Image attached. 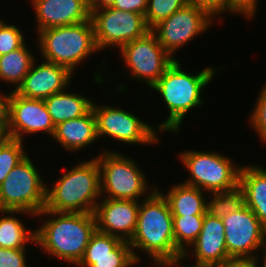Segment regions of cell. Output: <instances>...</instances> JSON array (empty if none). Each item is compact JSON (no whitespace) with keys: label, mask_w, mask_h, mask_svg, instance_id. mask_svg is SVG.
I'll return each instance as SVG.
<instances>
[{"label":"cell","mask_w":266,"mask_h":267,"mask_svg":"<svg viewBox=\"0 0 266 267\" xmlns=\"http://www.w3.org/2000/svg\"><path fill=\"white\" fill-rule=\"evenodd\" d=\"M152 189L140 204L136 229L128 242L131 249L147 252L158 267L178 266L189 254L176 248L169 203L163 193Z\"/></svg>","instance_id":"obj_1"},{"label":"cell","mask_w":266,"mask_h":267,"mask_svg":"<svg viewBox=\"0 0 266 267\" xmlns=\"http://www.w3.org/2000/svg\"><path fill=\"white\" fill-rule=\"evenodd\" d=\"M55 215L35 231V242L57 259L78 264L96 231L93 213L55 212L43 209L36 216ZM59 215V216H58ZM58 216L57 218H55Z\"/></svg>","instance_id":"obj_2"},{"label":"cell","mask_w":266,"mask_h":267,"mask_svg":"<svg viewBox=\"0 0 266 267\" xmlns=\"http://www.w3.org/2000/svg\"><path fill=\"white\" fill-rule=\"evenodd\" d=\"M215 71L207 67L198 74L190 75L182 71L177 59L168 67L151 87L161 94L169 110L167 120L156 126L159 131H179L185 114L202 105V88L212 80Z\"/></svg>","instance_id":"obj_3"},{"label":"cell","mask_w":266,"mask_h":267,"mask_svg":"<svg viewBox=\"0 0 266 267\" xmlns=\"http://www.w3.org/2000/svg\"><path fill=\"white\" fill-rule=\"evenodd\" d=\"M46 189L45 210L93 213L101 193L100 168L96 158L79 162Z\"/></svg>","instance_id":"obj_4"},{"label":"cell","mask_w":266,"mask_h":267,"mask_svg":"<svg viewBox=\"0 0 266 267\" xmlns=\"http://www.w3.org/2000/svg\"><path fill=\"white\" fill-rule=\"evenodd\" d=\"M39 34V48L46 62L66 67L71 73L92 52L98 51L91 22L43 29Z\"/></svg>","instance_id":"obj_5"},{"label":"cell","mask_w":266,"mask_h":267,"mask_svg":"<svg viewBox=\"0 0 266 267\" xmlns=\"http://www.w3.org/2000/svg\"><path fill=\"white\" fill-rule=\"evenodd\" d=\"M38 171L26 156L9 172L0 185V210L36 216L45 208L47 186Z\"/></svg>","instance_id":"obj_6"},{"label":"cell","mask_w":266,"mask_h":267,"mask_svg":"<svg viewBox=\"0 0 266 267\" xmlns=\"http://www.w3.org/2000/svg\"><path fill=\"white\" fill-rule=\"evenodd\" d=\"M180 160L191 177L184 184L202 191L228 192L238 188L240 166H234L230 158L216 152L190 151L180 154Z\"/></svg>","instance_id":"obj_7"},{"label":"cell","mask_w":266,"mask_h":267,"mask_svg":"<svg viewBox=\"0 0 266 267\" xmlns=\"http://www.w3.org/2000/svg\"><path fill=\"white\" fill-rule=\"evenodd\" d=\"M104 152L96 158L100 168L101 191L109 194L104 198L138 201L148 190L143 172L129 157L117 152Z\"/></svg>","instance_id":"obj_8"},{"label":"cell","mask_w":266,"mask_h":267,"mask_svg":"<svg viewBox=\"0 0 266 267\" xmlns=\"http://www.w3.org/2000/svg\"><path fill=\"white\" fill-rule=\"evenodd\" d=\"M90 12L98 50L111 45L121 49L126 43L139 39L150 31L145 16L135 12H125L113 7Z\"/></svg>","instance_id":"obj_9"},{"label":"cell","mask_w":266,"mask_h":267,"mask_svg":"<svg viewBox=\"0 0 266 267\" xmlns=\"http://www.w3.org/2000/svg\"><path fill=\"white\" fill-rule=\"evenodd\" d=\"M120 50L133 78L146 81L150 88L176 60L164 50L151 31L126 43Z\"/></svg>","instance_id":"obj_10"},{"label":"cell","mask_w":266,"mask_h":267,"mask_svg":"<svg viewBox=\"0 0 266 267\" xmlns=\"http://www.w3.org/2000/svg\"><path fill=\"white\" fill-rule=\"evenodd\" d=\"M213 19L205 10L187 3L168 18L154 25L150 31L164 50L172 56L185 43L203 33Z\"/></svg>","instance_id":"obj_11"},{"label":"cell","mask_w":266,"mask_h":267,"mask_svg":"<svg viewBox=\"0 0 266 267\" xmlns=\"http://www.w3.org/2000/svg\"><path fill=\"white\" fill-rule=\"evenodd\" d=\"M228 255L235 259L257 258L254 251L266 245V228L254 212L244 205L222 218Z\"/></svg>","instance_id":"obj_12"},{"label":"cell","mask_w":266,"mask_h":267,"mask_svg":"<svg viewBox=\"0 0 266 267\" xmlns=\"http://www.w3.org/2000/svg\"><path fill=\"white\" fill-rule=\"evenodd\" d=\"M98 138L109 136L123 143L154 144L159 142L155 129L134 114L111 106H98L93 102Z\"/></svg>","instance_id":"obj_13"},{"label":"cell","mask_w":266,"mask_h":267,"mask_svg":"<svg viewBox=\"0 0 266 267\" xmlns=\"http://www.w3.org/2000/svg\"><path fill=\"white\" fill-rule=\"evenodd\" d=\"M49 133L53 137L55 125L43 99H28L10 92L8 137L23 141L24 133Z\"/></svg>","instance_id":"obj_14"},{"label":"cell","mask_w":266,"mask_h":267,"mask_svg":"<svg viewBox=\"0 0 266 267\" xmlns=\"http://www.w3.org/2000/svg\"><path fill=\"white\" fill-rule=\"evenodd\" d=\"M128 241L96 230L85 249L80 267H131L139 260Z\"/></svg>","instance_id":"obj_15"},{"label":"cell","mask_w":266,"mask_h":267,"mask_svg":"<svg viewBox=\"0 0 266 267\" xmlns=\"http://www.w3.org/2000/svg\"><path fill=\"white\" fill-rule=\"evenodd\" d=\"M139 207V201L104 198L93 212L96 230L129 241L136 229Z\"/></svg>","instance_id":"obj_16"},{"label":"cell","mask_w":266,"mask_h":267,"mask_svg":"<svg viewBox=\"0 0 266 267\" xmlns=\"http://www.w3.org/2000/svg\"><path fill=\"white\" fill-rule=\"evenodd\" d=\"M35 63L15 90L17 94L28 99L44 100L67 89L72 73L66 67L46 61L38 66Z\"/></svg>","instance_id":"obj_17"},{"label":"cell","mask_w":266,"mask_h":267,"mask_svg":"<svg viewBox=\"0 0 266 267\" xmlns=\"http://www.w3.org/2000/svg\"><path fill=\"white\" fill-rule=\"evenodd\" d=\"M38 21V32L90 20L89 0H31Z\"/></svg>","instance_id":"obj_18"},{"label":"cell","mask_w":266,"mask_h":267,"mask_svg":"<svg viewBox=\"0 0 266 267\" xmlns=\"http://www.w3.org/2000/svg\"><path fill=\"white\" fill-rule=\"evenodd\" d=\"M191 246L194 248L196 262L206 267H213L232 259L227 252L222 219L207 212L201 232Z\"/></svg>","instance_id":"obj_19"},{"label":"cell","mask_w":266,"mask_h":267,"mask_svg":"<svg viewBox=\"0 0 266 267\" xmlns=\"http://www.w3.org/2000/svg\"><path fill=\"white\" fill-rule=\"evenodd\" d=\"M53 138L69 151L82 150L83 147L95 142L98 135L93 110L82 117L56 125Z\"/></svg>","instance_id":"obj_20"},{"label":"cell","mask_w":266,"mask_h":267,"mask_svg":"<svg viewBox=\"0 0 266 267\" xmlns=\"http://www.w3.org/2000/svg\"><path fill=\"white\" fill-rule=\"evenodd\" d=\"M244 202L266 228V170L258 166H243L239 172V186Z\"/></svg>","instance_id":"obj_21"},{"label":"cell","mask_w":266,"mask_h":267,"mask_svg":"<svg viewBox=\"0 0 266 267\" xmlns=\"http://www.w3.org/2000/svg\"><path fill=\"white\" fill-rule=\"evenodd\" d=\"M65 91L44 99L55 126L64 121L82 117L92 109L93 101L91 99Z\"/></svg>","instance_id":"obj_22"},{"label":"cell","mask_w":266,"mask_h":267,"mask_svg":"<svg viewBox=\"0 0 266 267\" xmlns=\"http://www.w3.org/2000/svg\"><path fill=\"white\" fill-rule=\"evenodd\" d=\"M173 216L205 215L207 203L203 191L186 184L172 186L166 195Z\"/></svg>","instance_id":"obj_23"},{"label":"cell","mask_w":266,"mask_h":267,"mask_svg":"<svg viewBox=\"0 0 266 267\" xmlns=\"http://www.w3.org/2000/svg\"><path fill=\"white\" fill-rule=\"evenodd\" d=\"M35 61L31 51L23 44L20 48L0 56V80L15 84L17 88Z\"/></svg>","instance_id":"obj_24"},{"label":"cell","mask_w":266,"mask_h":267,"mask_svg":"<svg viewBox=\"0 0 266 267\" xmlns=\"http://www.w3.org/2000/svg\"><path fill=\"white\" fill-rule=\"evenodd\" d=\"M24 213L25 211H2L0 213L7 214L5 217L0 218V248L7 249H26V243L35 242V230L30 233L26 230L20 219L12 214ZM12 215V216H8Z\"/></svg>","instance_id":"obj_25"},{"label":"cell","mask_w":266,"mask_h":267,"mask_svg":"<svg viewBox=\"0 0 266 267\" xmlns=\"http://www.w3.org/2000/svg\"><path fill=\"white\" fill-rule=\"evenodd\" d=\"M205 215L192 216H173V234L175 237V246L184 253L197 239L201 232ZM185 244V246H184Z\"/></svg>","instance_id":"obj_26"},{"label":"cell","mask_w":266,"mask_h":267,"mask_svg":"<svg viewBox=\"0 0 266 267\" xmlns=\"http://www.w3.org/2000/svg\"><path fill=\"white\" fill-rule=\"evenodd\" d=\"M212 200L207 203V213L217 218H223L238 211L244 205V194L240 188L228 192H213Z\"/></svg>","instance_id":"obj_27"},{"label":"cell","mask_w":266,"mask_h":267,"mask_svg":"<svg viewBox=\"0 0 266 267\" xmlns=\"http://www.w3.org/2000/svg\"><path fill=\"white\" fill-rule=\"evenodd\" d=\"M22 143L18 139L8 137L0 146V185L9 172L27 156Z\"/></svg>","instance_id":"obj_28"},{"label":"cell","mask_w":266,"mask_h":267,"mask_svg":"<svg viewBox=\"0 0 266 267\" xmlns=\"http://www.w3.org/2000/svg\"><path fill=\"white\" fill-rule=\"evenodd\" d=\"M187 3H189V0H148L145 14L147 26L151 29L158 22L168 18Z\"/></svg>","instance_id":"obj_29"},{"label":"cell","mask_w":266,"mask_h":267,"mask_svg":"<svg viewBox=\"0 0 266 267\" xmlns=\"http://www.w3.org/2000/svg\"><path fill=\"white\" fill-rule=\"evenodd\" d=\"M24 43L20 28L5 24L0 19V56L20 48Z\"/></svg>","instance_id":"obj_30"},{"label":"cell","mask_w":266,"mask_h":267,"mask_svg":"<svg viewBox=\"0 0 266 267\" xmlns=\"http://www.w3.org/2000/svg\"><path fill=\"white\" fill-rule=\"evenodd\" d=\"M250 123L262 141L266 143V83L257 98L254 111L250 116Z\"/></svg>","instance_id":"obj_31"},{"label":"cell","mask_w":266,"mask_h":267,"mask_svg":"<svg viewBox=\"0 0 266 267\" xmlns=\"http://www.w3.org/2000/svg\"><path fill=\"white\" fill-rule=\"evenodd\" d=\"M25 251L26 249L0 248V267H28Z\"/></svg>","instance_id":"obj_32"},{"label":"cell","mask_w":266,"mask_h":267,"mask_svg":"<svg viewBox=\"0 0 266 267\" xmlns=\"http://www.w3.org/2000/svg\"><path fill=\"white\" fill-rule=\"evenodd\" d=\"M257 0H227V11L251 18L256 13Z\"/></svg>","instance_id":"obj_33"},{"label":"cell","mask_w":266,"mask_h":267,"mask_svg":"<svg viewBox=\"0 0 266 267\" xmlns=\"http://www.w3.org/2000/svg\"><path fill=\"white\" fill-rule=\"evenodd\" d=\"M189 3L205 10L212 18L227 10V0H189Z\"/></svg>","instance_id":"obj_34"},{"label":"cell","mask_w":266,"mask_h":267,"mask_svg":"<svg viewBox=\"0 0 266 267\" xmlns=\"http://www.w3.org/2000/svg\"><path fill=\"white\" fill-rule=\"evenodd\" d=\"M148 0H116L113 8L125 12H135L141 15L146 14Z\"/></svg>","instance_id":"obj_35"},{"label":"cell","mask_w":266,"mask_h":267,"mask_svg":"<svg viewBox=\"0 0 266 267\" xmlns=\"http://www.w3.org/2000/svg\"><path fill=\"white\" fill-rule=\"evenodd\" d=\"M9 98V93L4 96L0 93V128H8Z\"/></svg>","instance_id":"obj_36"},{"label":"cell","mask_w":266,"mask_h":267,"mask_svg":"<svg viewBox=\"0 0 266 267\" xmlns=\"http://www.w3.org/2000/svg\"><path fill=\"white\" fill-rule=\"evenodd\" d=\"M213 267H256L252 259H235L224 261L219 265Z\"/></svg>","instance_id":"obj_37"},{"label":"cell","mask_w":266,"mask_h":267,"mask_svg":"<svg viewBox=\"0 0 266 267\" xmlns=\"http://www.w3.org/2000/svg\"><path fill=\"white\" fill-rule=\"evenodd\" d=\"M116 0H89L90 10H99L106 7H112Z\"/></svg>","instance_id":"obj_38"},{"label":"cell","mask_w":266,"mask_h":267,"mask_svg":"<svg viewBox=\"0 0 266 267\" xmlns=\"http://www.w3.org/2000/svg\"><path fill=\"white\" fill-rule=\"evenodd\" d=\"M8 138V128H0V146Z\"/></svg>","instance_id":"obj_39"},{"label":"cell","mask_w":266,"mask_h":267,"mask_svg":"<svg viewBox=\"0 0 266 267\" xmlns=\"http://www.w3.org/2000/svg\"><path fill=\"white\" fill-rule=\"evenodd\" d=\"M263 249H264V250H263ZM260 250H263V253H264V254H263V255H264V256H263V257H264L263 262H264V263H263L262 267H266V246H264V247H263L262 249H260ZM254 262H255V266L258 267V266H257V265H258V264H257L258 260H257L256 258L254 259Z\"/></svg>","instance_id":"obj_40"},{"label":"cell","mask_w":266,"mask_h":267,"mask_svg":"<svg viewBox=\"0 0 266 267\" xmlns=\"http://www.w3.org/2000/svg\"><path fill=\"white\" fill-rule=\"evenodd\" d=\"M196 263V265H193V266H191V267H206V266H204V265H202V264H199L198 262H195ZM179 267V266H178ZM181 267V266H180ZM183 267V266H182ZM188 267V266H187Z\"/></svg>","instance_id":"obj_41"}]
</instances>
